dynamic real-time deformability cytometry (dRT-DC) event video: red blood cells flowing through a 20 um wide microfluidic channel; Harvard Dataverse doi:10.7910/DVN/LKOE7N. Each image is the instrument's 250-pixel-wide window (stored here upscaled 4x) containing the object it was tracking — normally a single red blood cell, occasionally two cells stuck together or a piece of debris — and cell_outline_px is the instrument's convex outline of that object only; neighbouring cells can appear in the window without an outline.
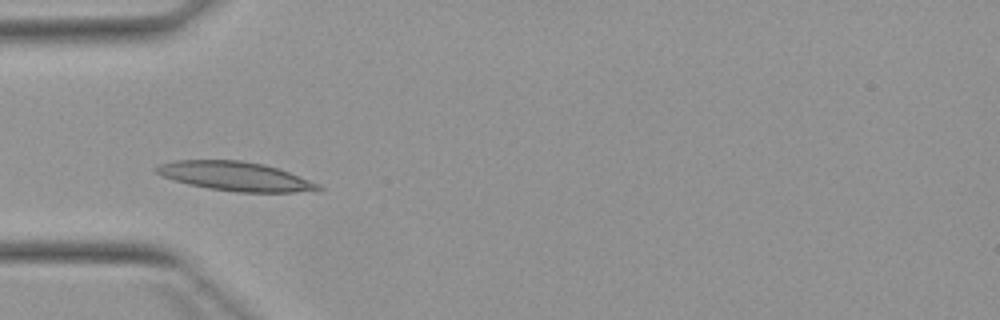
{"species": "Egyptian fruit bat (a non-hibernating species)", "species_latin": "Rousettus aegyptiacus", "temperature_condition": "warm", "stored_images_in_passage": 3, "camera_frame_rate_fps": 3000, "um_per_image_px": 0.085, "animal": {"sex": "female"}, "frame": {"image": 1, "passage_image": 1, "time_ms": 0.0, "image_size_px": [1000, 320], "cell_outline_px": [[324, 188], [292, 192], [236, 192], [208, 188], [188, 184], [172, 180], [160, 176], [152, 168], [160, 164], [176, 160], [240, 160], [264, 164], [288, 172], [320, 184]], "centroid_in_image_um": [19.91, 14.98], "position_along_channel_um": 65.1, "area_um2": 27.28}}
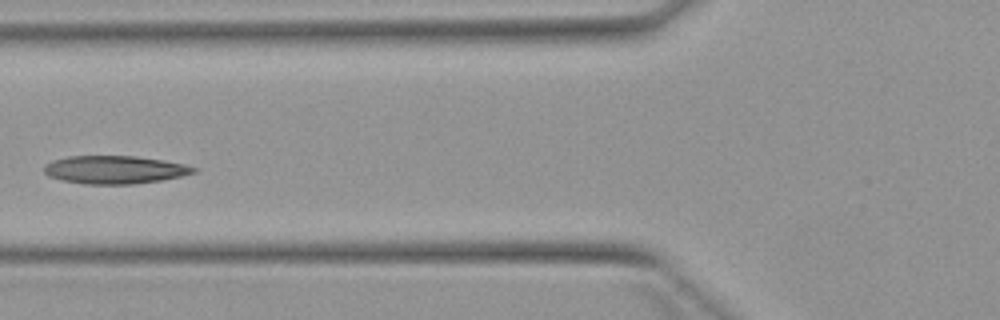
{"frame": {"image": 2, "passage_image": 2, "time_ms": 1.333, "image_size_px": [1000, 320], "cell_outline_px": [[200, 168], [196, 172], [180, 176], [160, 180], [132, 184], [84, 184], [64, 180], [48, 176], [44, 172], [44, 164], [52, 160], [68, 156], [136, 156], [164, 160], [184, 164]], "centroid_in_image_um": [9.75, 14.42], "position_along_channel_um": 116.1, "area_um2": 24.45}}
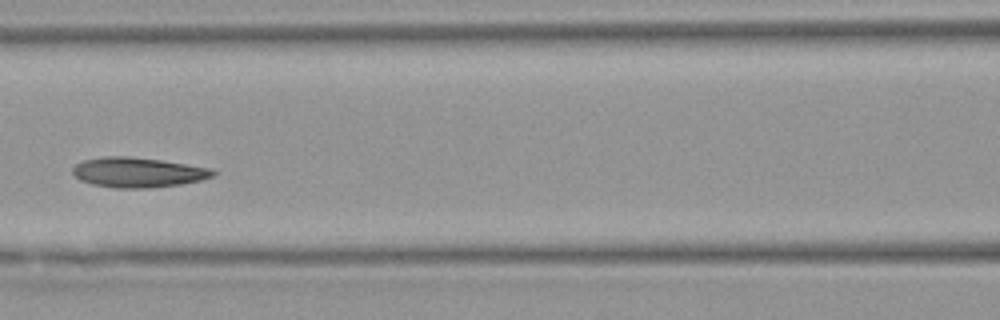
{"frame": {"image": 3, "passage_image": 3, "time_ms": 2.333, "image_size_px": [1000, 320], "cell_outline_px": [[216, 176], [200, 180], [180, 184], [148, 188], [116, 188], [92, 184], [80, 180], [72, 172], [72, 168], [76, 164], [84, 160], [104, 156], [128, 156], [160, 160], [212, 168], [216, 172]], "centroid_in_image_um": [11.73, 14.65], "position_along_channel_um": 154.9, "area_um2": 24.45}}